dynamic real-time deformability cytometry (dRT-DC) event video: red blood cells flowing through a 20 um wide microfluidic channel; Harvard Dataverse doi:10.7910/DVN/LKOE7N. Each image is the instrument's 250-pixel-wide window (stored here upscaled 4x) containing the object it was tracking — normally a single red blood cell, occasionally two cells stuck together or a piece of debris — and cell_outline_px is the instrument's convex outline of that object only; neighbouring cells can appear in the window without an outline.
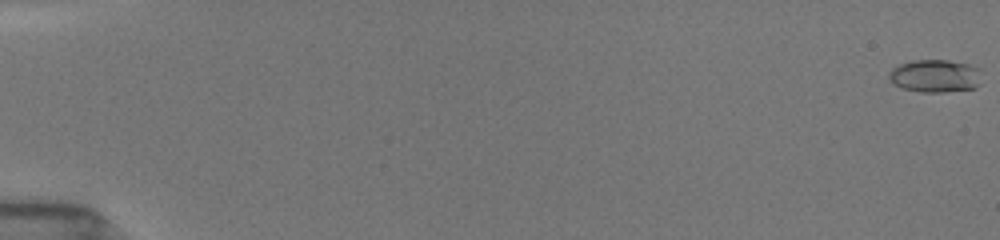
{"species": "common noctule bat (a hibernating species)", "species_latin": "Nyctalus noctula", "temperature_condition": "room temperature", "stored_images_in_passage": 53, "camera_frame_rate_fps": 3000, "um_per_image_px": 0.085, "animal": {"sex": "female", "body_mass_g": 19.5, "forearm_length_mm": 54.1}, "frame": {"image": 1, "passage_image": 1, "time_ms": 0.0, "image_size_px": [1000, 240], "cell_outline_px": [[980, 84], [976, 88], [944, 92], [920, 92], [904, 88], [888, 80], [888, 72], [892, 68], [900, 64], [912, 60], [948, 60], [968, 64], [980, 68]], "centroid_in_image_um": [79.5, 6.45], "position_along_channel_um": 5.5, "area_um2": 17.86}}
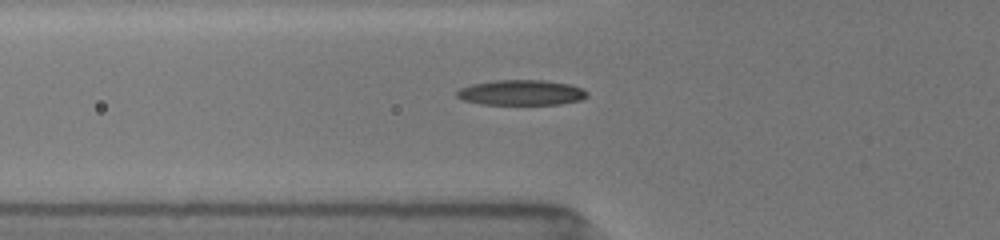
{"frame": {"image": 2, "passage_image": 21, "time_ms": 6.667, "image_size_px": [1000, 240], "cell_outline_px": [[588, 96], [580, 100], [560, 104], [480, 104], [464, 100], [456, 96], [456, 92], [460, 88], [472, 84], [492, 80], [544, 80], [568, 84], [584, 88], [588, 92]], "centroid_in_image_um": [44.32, 7.86], "position_along_channel_um": 81.5, "area_um2": 19.25}}
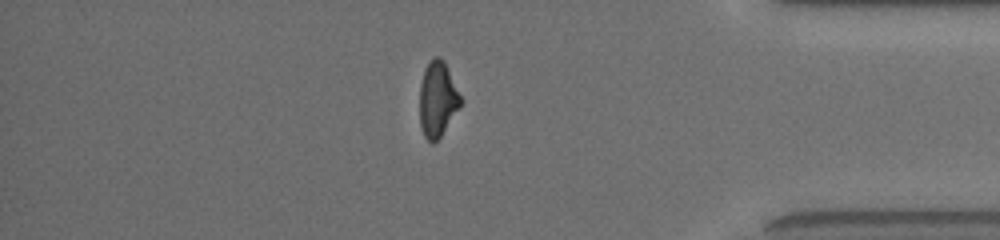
{"frame": {"image": 3, "passage_image": 47, "time_ms": 15.333, "image_size_px": [1000, 240], "cell_outline_px": [[464, 100], [460, 108], [440, 136], [432, 144], [424, 136], [420, 124], [420, 84], [424, 68], [436, 56], [440, 56], [444, 60]], "centroid_in_image_um": [37.22, 8.42], "position_along_channel_um": 398.0, "area_um2": 18.15}, "authors_computed_cell_mechanics": {"area_um2": 18.2648, "velocity_mm_per_s": 3.9298, "shape_relaxation_time_tau1_ms": 4.4792, "shape_relaxation_time_tau2_ms": 3.9648, "deformation_change_tau1": 0.1759, "deformation_change_tau2": 0.0889}}